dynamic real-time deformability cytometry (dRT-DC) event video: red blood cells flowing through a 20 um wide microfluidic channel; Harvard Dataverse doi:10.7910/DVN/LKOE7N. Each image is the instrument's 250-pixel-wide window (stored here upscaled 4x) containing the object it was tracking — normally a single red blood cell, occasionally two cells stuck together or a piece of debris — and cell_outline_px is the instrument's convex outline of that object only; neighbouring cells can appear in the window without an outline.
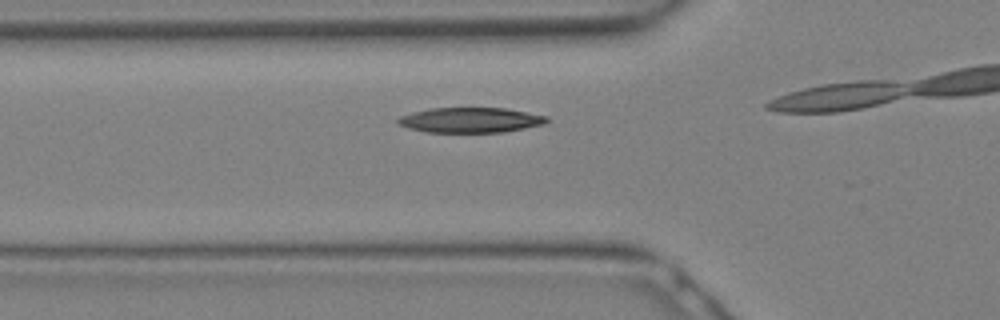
{"species": "Egyptian fruit bat (a non-hibernating species)", "species_latin": "Rousettus aegyptiacus", "temperature_condition": "warm", "stored_images_in_passage": 5, "camera_frame_rate_fps": 3000, "um_per_image_px": 0.085, "animal": {"sex": "female"}, "frame": {"image": 1, "passage_image": 3, "time_ms": 0.667, "image_size_px": [1000, 320], "cell_outline_px": [[548, 120], [544, 124], [504, 132], [424, 132], [408, 128], [396, 124], [396, 120], [400, 116], [412, 112], [432, 108], [504, 108], [548, 116]], "centroid_in_image_um": [39.94, 10.21], "position_along_channel_um": 85.9, "area_um2": 21.79}}